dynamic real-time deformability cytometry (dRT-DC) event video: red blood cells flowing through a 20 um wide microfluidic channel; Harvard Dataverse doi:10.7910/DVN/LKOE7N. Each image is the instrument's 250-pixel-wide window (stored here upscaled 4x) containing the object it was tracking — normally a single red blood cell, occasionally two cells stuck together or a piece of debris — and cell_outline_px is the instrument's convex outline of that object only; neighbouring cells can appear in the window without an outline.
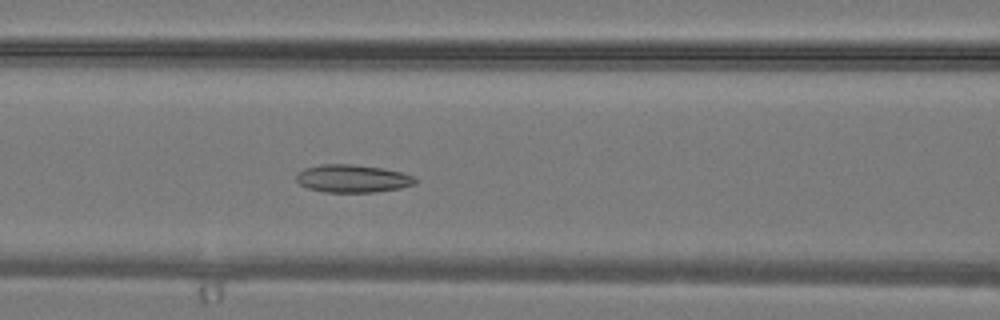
{"species": "common noctule bat (a hibernating species)", "species_latin": "Nyctalus noctula", "temperature_condition": "warm", "stored_images_in_passage": 33, "camera_frame_rate_fps": 3000, "um_per_image_px": 0.085, "animal": {"sex": "male", "body_mass_g": 19.2, "forearm_length_mm": 51.8}, "frame": {"image": 1, "passage_image": 13, "time_ms": 4.0, "image_size_px": [1000, 320], "cell_outline_px": [[416, 184], [400, 188], [372, 192], [324, 192], [308, 188], [300, 184], [296, 180], [296, 172], [304, 168], [320, 164], [352, 164], [384, 168], [400, 172], [412, 176], [416, 180]], "centroid_in_image_um": [29.92, 15.17], "position_along_channel_um": 136.7, "area_um2": 19.31}}
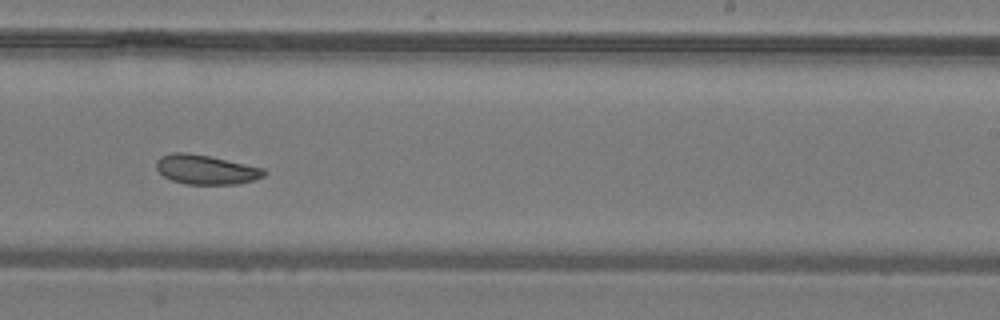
{"frame": {"image": 2, "passage_image": 20, "time_ms": 6.333, "image_size_px": [1000, 320], "cell_outline_px": [[268, 172], [264, 176], [252, 180], [236, 184], [188, 184], [172, 180], [164, 176], [156, 168], [156, 160], [160, 156], [172, 152], [184, 152], [208, 156], [264, 168]], "centroid_in_image_um": [17.49, 14.41], "position_along_channel_um": 271.5, "area_um2": 18.32}}
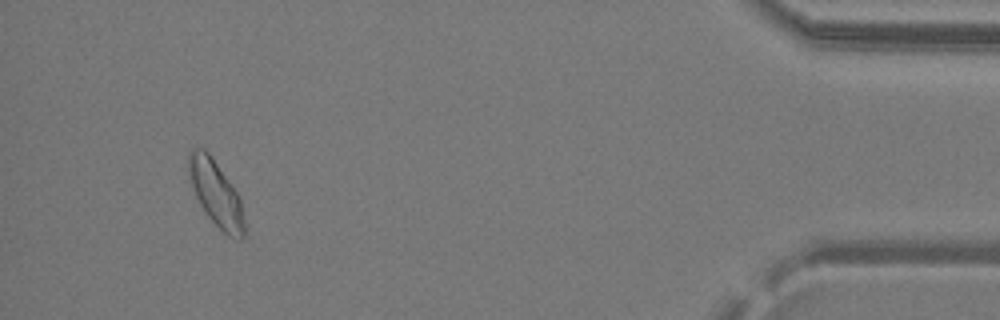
{"frame": {"image": 3, "passage_image": 31, "time_ms": 10.0, "image_size_px": [1000, 320], "cell_outline_px": [[244, 236], [240, 240], [236, 240], [228, 236], [208, 216], [200, 204], [196, 196], [188, 172], [188, 152], [192, 148], [204, 148], [212, 156], [232, 184], [240, 200], [244, 220]], "centroid_in_image_um": [18.35, 16.42], "position_along_channel_um": 416.9, "area_um2": 21.1}}